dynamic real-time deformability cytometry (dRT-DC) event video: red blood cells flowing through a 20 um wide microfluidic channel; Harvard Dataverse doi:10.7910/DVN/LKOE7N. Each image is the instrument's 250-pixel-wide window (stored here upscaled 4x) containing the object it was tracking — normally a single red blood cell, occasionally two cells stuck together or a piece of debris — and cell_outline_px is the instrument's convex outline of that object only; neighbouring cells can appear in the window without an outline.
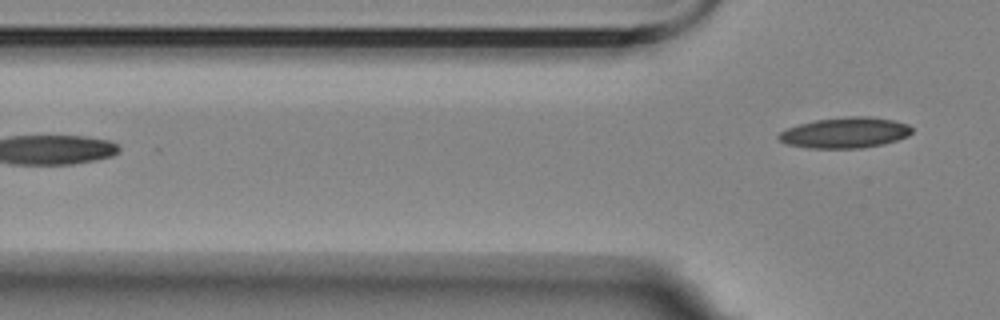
{"species": "Egyptian fruit bat (a non-hibernating species)", "species_latin": "Rousettus aegyptiacus", "temperature_condition": "room temperature", "stored_images_in_passage": 6, "camera_frame_rate_fps": 3000, "um_per_image_px": 0.085, "animal": {"sex": "female"}, "frame": {"image": 1, "passage_image": 6, "time_ms": 6.667, "image_size_px": [1000, 320], "cell_outline_px": [[912, 132], [908, 136], [896, 140], [880, 144], [860, 148], [808, 148], [788, 144], [780, 140], [776, 136], [780, 132], [788, 128], [800, 124], [816, 120], [852, 116], [868, 116], [892, 120], [908, 124], [912, 128]], "centroid_in_image_um": [71.83, 11.28], "position_along_channel_um": 54.0, "area_um2": 23.52}}